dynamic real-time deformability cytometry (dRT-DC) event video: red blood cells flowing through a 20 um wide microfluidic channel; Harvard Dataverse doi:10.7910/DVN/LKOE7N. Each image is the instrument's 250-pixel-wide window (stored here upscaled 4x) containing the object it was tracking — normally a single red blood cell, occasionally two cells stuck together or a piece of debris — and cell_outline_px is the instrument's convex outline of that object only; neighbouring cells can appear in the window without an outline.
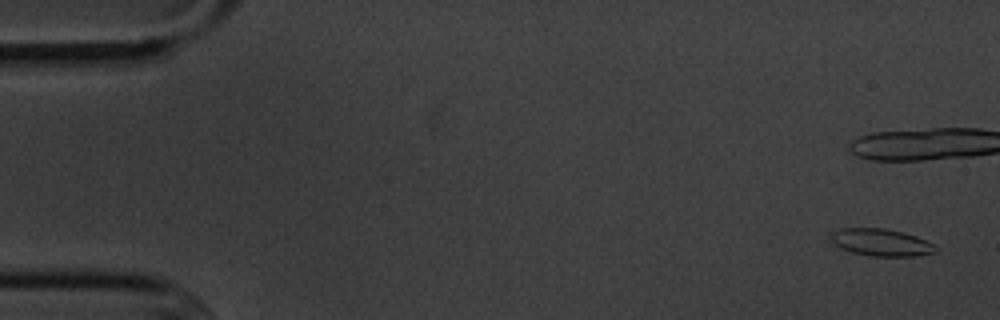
{"species": "common noctule bat (a hibernating species)", "species_latin": "Nyctalus noctula", "temperature_condition": "cold", "stored_images_in_passage": 4, "camera_frame_rate_fps": 3000, "um_per_image_px": 0.085, "animal": {"sex": "male", "body_mass_g": 20.1, "forearm_length_mm": 53.5}, "frame": {"image": 1, "passage_image": 1, "time_ms": 0.0, "image_size_px": [1000, 320], "cell_outline_px": [[936, 252], [920, 256], [872, 256], [852, 252], [840, 248], [832, 240], [832, 232], [840, 228], [884, 228], [904, 232], [916, 236], [932, 244], [936, 248]], "centroid_in_image_um": [74.91, 20.6], "position_along_channel_um": 10.1, "area_um2": 16.47}}